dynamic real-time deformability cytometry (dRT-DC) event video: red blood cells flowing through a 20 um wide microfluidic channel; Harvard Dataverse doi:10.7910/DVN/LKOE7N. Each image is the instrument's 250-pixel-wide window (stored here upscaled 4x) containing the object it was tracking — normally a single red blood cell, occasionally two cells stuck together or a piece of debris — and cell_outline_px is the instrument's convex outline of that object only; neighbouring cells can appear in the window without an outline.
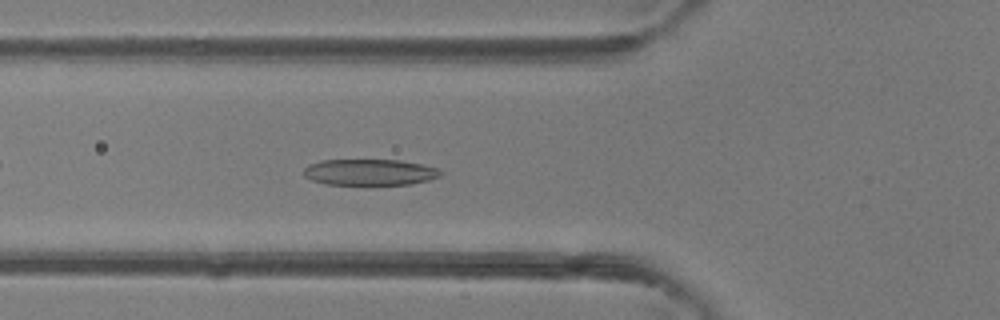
{"species": "common noctule bat (a hibernating species)", "species_latin": "Nyctalus noctula", "temperature_condition": "room temperature", "stored_images_in_passage": 37, "camera_frame_rate_fps": 3000, "um_per_image_px": 0.085, "animal": {"sex": "female"}, "frame": {"image": 1, "passage_image": 6, "time_ms": 1.667, "image_size_px": [1000, 320], "cell_outline_px": [[444, 172], [440, 176], [428, 180], [412, 184], [324, 184], [312, 180], [304, 176], [304, 168], [308, 164], [320, 160], [400, 160], [440, 168]], "centroid_in_image_um": [31.43, 14.63], "position_along_channel_um": 94.4, "area_um2": 20.92}}
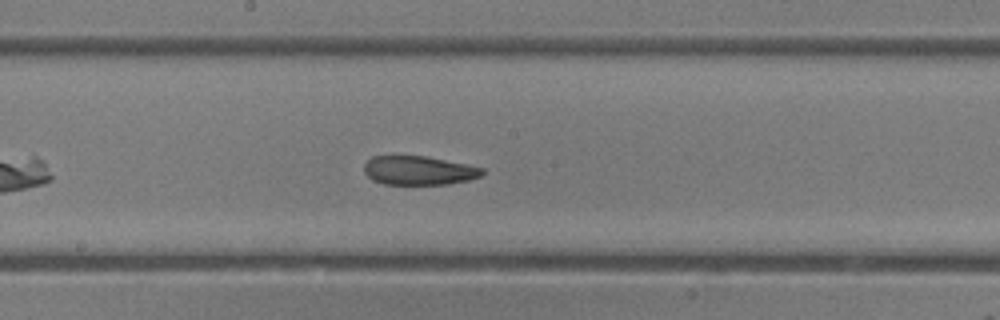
{"frame": {"image": 2, "passage_image": 14, "time_ms": 4.333, "image_size_px": [1000, 320], "cell_outline_px": [[484, 172], [480, 176], [468, 180], [448, 184], [384, 184], [372, 180], [364, 172], [364, 164], [372, 156], [428, 156], [468, 164], [484, 168]], "centroid_in_image_um": [35.61, 14.48], "position_along_channel_um": 212.6, "area_um2": 20.0}}
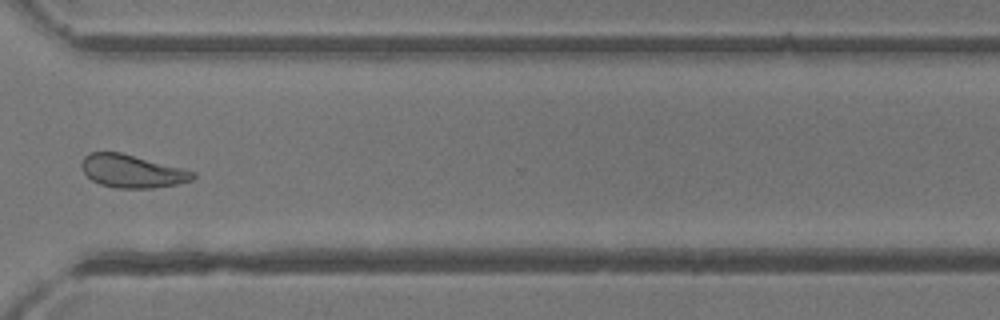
{"frame": {"image": 3, "passage_image": 24, "time_ms": 7.667, "image_size_px": [1000, 320], "cell_outline_px": [[196, 176], [192, 180], [176, 184], [152, 188], [116, 188], [100, 184], [92, 180], [84, 172], [80, 164], [84, 156], [88, 152], [120, 152], [184, 168], [196, 172]], "centroid_in_image_um": [11.23, 14.54], "position_along_channel_um": 359.4, "area_um2": 21.44}}